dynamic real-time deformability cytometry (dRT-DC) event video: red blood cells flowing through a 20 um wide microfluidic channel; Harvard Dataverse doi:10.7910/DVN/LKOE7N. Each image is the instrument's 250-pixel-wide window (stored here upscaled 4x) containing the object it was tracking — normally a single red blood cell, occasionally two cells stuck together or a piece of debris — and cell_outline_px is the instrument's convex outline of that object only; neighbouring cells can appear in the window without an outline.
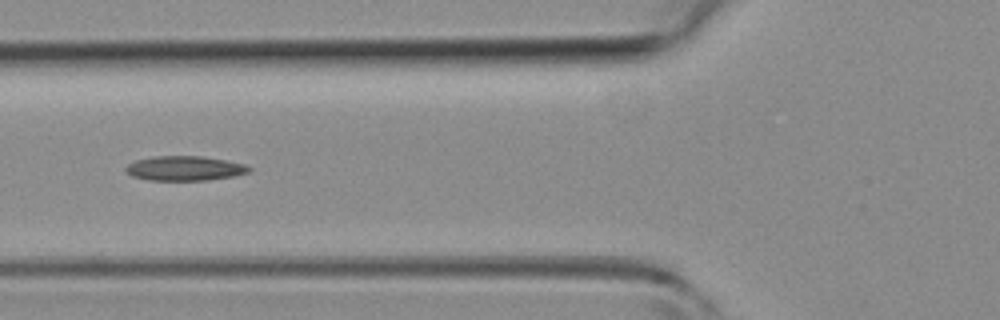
{"species": "common noctule bat (a hibernating species)", "species_latin": "Nyctalus noctula", "temperature_condition": "room temperature", "stored_images_in_passage": 5, "camera_frame_rate_fps": 3000, "um_per_image_px": 0.085, "animal": {"sex": "female", "body_mass_g": 19.3, "forearm_length_mm": 54.1}, "frame": {"image": 1, "passage_image": 4, "time_ms": 4.333, "image_size_px": [1000, 320], "cell_outline_px": [[252, 168], [248, 172], [236, 176], [208, 180], [148, 180], [132, 176], [124, 168], [128, 164], [136, 160], [152, 156], [200, 156], [224, 160], [244, 164]], "centroid_in_image_um": [15.69, 14.31], "position_along_channel_um": 110.1, "area_um2": 17.63}}
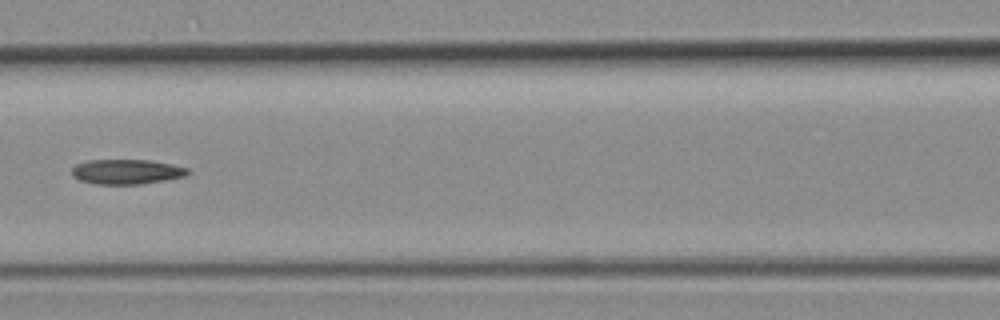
{"frame": {"image": 2, "passage_image": 5, "time_ms": 5.333, "image_size_px": [1000, 320], "cell_outline_px": [[192, 172], [184, 176], [164, 180], [140, 184], [96, 184], [80, 180], [72, 176], [72, 168], [76, 164], [88, 160], [148, 160], [188, 168]], "centroid_in_image_um": [10.74, 14.6], "position_along_channel_um": 155.9, "area_um2": 16.65}}